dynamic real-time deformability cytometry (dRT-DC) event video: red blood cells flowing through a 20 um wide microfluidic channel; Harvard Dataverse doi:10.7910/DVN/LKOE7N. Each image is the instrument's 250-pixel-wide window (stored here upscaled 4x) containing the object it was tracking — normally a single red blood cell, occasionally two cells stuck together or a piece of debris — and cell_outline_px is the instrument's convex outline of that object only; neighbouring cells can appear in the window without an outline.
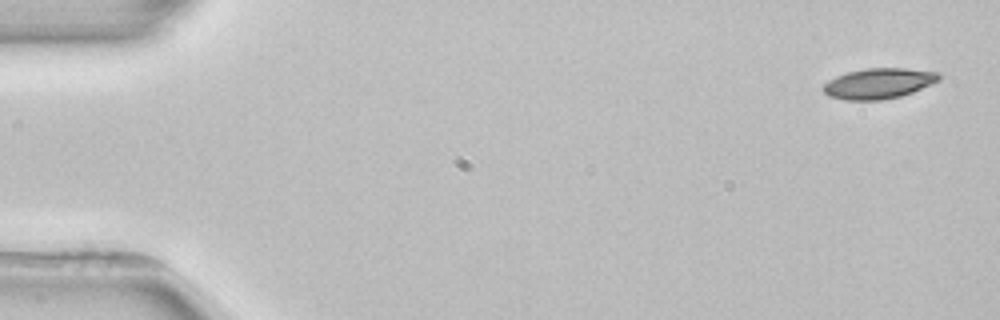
{"species": "common noctule bat (a hibernating species)", "species_latin": "Nyctalus noctula", "temperature_condition": "room temperature", "stored_images_in_passage": 5, "segment_of_instrument_passage": [1, 2], "camera_frame_rate_fps": 3000, "um_per_image_px": 0.085, "animal": {"sex": "female", "body_mass_g": 22.7, "forearm_length_mm": 54.2}, "frame": {"image": 1, "passage_image": 1, "time_ms": 0.0, "image_size_px": [1000, 320], "cell_outline_px": [[940, 80], [912, 92], [900, 96], [880, 100], [844, 100], [828, 96], [820, 88], [828, 80], [836, 76], [848, 72], [868, 68], [904, 68], [940, 72]], "centroid_in_image_um": [74.66, 7.09], "position_along_channel_um": 10.3, "area_um2": 20.58}}
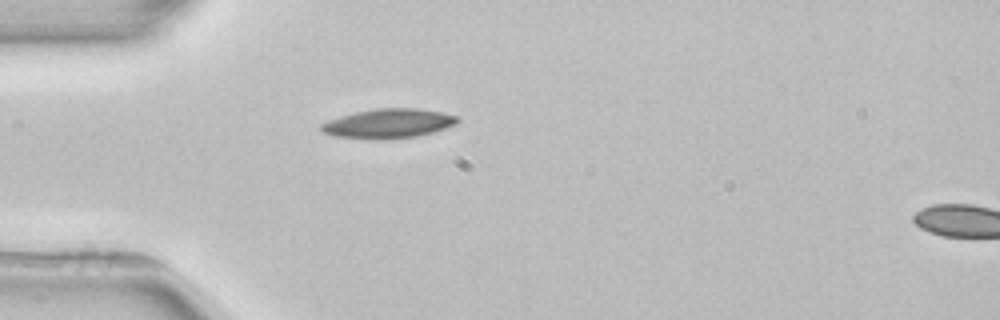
{"frame": {"image": 2, "passage_image": 4, "time_ms": 4.333, "image_size_px": [1000, 320], "cell_outline_px": [[460, 120], [456, 124], [432, 132], [416, 136], [388, 140], [372, 140], [336, 136], [324, 132], [320, 128], [320, 124], [328, 120], [356, 112], [376, 108], [420, 108], [460, 116]], "centroid_in_image_um": [33.04, 10.5], "position_along_channel_um": 52.0, "area_um2": 23.47}}